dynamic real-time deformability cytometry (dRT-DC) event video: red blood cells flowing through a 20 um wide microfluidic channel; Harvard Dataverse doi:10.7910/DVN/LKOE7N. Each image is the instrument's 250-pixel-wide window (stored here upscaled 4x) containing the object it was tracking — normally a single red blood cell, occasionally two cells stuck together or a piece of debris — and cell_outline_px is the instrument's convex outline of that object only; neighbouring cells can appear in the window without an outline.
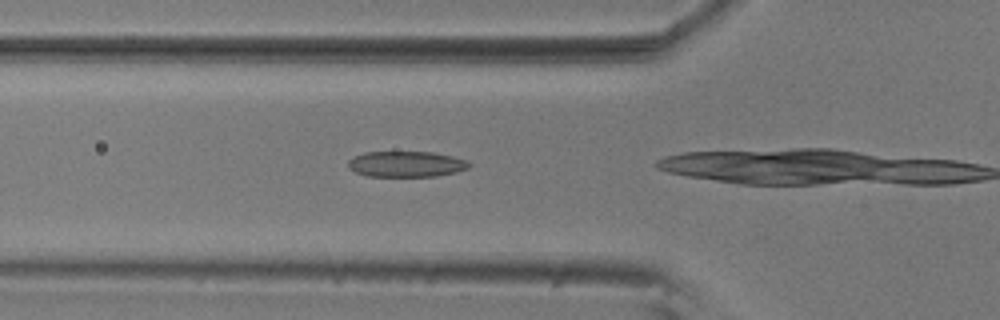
{"species": "common noctule bat (a hibernating species)", "species_latin": "Nyctalus noctula", "temperature_condition": "room temperature", "stored_images_in_passage": 16, "camera_frame_rate_fps": 3000, "um_per_image_px": 0.085, "animal": {"sex": "male", "body_mass_g": 20.5, "forearm_length_mm": 52.5}, "frame": {"image": 1, "passage_image": 13, "time_ms": 4.0, "image_size_px": [1000, 320], "cell_outline_px": [[472, 164], [468, 168], [456, 172], [436, 176], [368, 176], [356, 172], [348, 168], [348, 160], [352, 156], [364, 152], [432, 152], [452, 156], [468, 160]], "centroid_in_image_um": [34.52, 13.94], "position_along_channel_um": 91.3, "area_um2": 18.26}}